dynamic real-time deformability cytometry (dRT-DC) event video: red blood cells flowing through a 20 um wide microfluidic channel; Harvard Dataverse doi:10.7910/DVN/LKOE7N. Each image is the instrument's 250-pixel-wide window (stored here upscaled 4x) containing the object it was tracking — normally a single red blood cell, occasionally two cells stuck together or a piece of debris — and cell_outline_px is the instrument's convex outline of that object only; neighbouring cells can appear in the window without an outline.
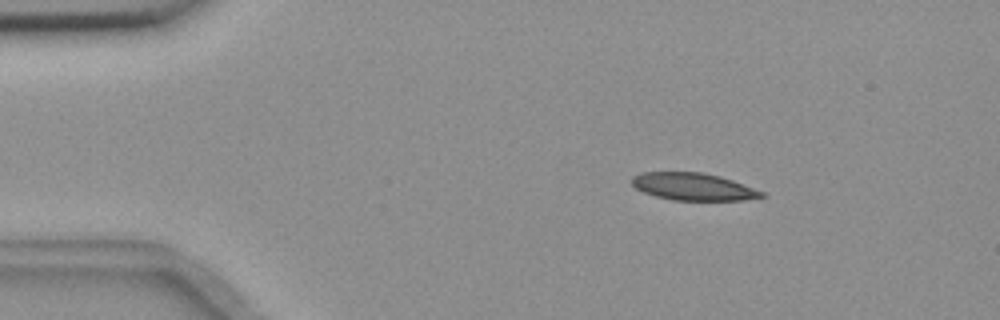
{"species": "common noctule bat (a hibernating species)", "species_latin": "Nyctalus noctula", "temperature_condition": "room temperature", "stored_images_in_passage": 4, "camera_frame_rate_fps": 3000, "um_per_image_px": 0.085, "animal": {"sex": "female", "body_mass_g": 18.4}, "frame": {"image": 1, "passage_image": 2, "time_ms": 0.333, "image_size_px": [1000, 320], "cell_outline_px": [[764, 196], [744, 200], [672, 200], [656, 196], [644, 192], [636, 188], [632, 184], [632, 176], [640, 172], [704, 172], [720, 176], [732, 180], [764, 192]], "centroid_in_image_um": [58.9, 15.86], "position_along_channel_um": 26.1, "area_um2": 20.58}}